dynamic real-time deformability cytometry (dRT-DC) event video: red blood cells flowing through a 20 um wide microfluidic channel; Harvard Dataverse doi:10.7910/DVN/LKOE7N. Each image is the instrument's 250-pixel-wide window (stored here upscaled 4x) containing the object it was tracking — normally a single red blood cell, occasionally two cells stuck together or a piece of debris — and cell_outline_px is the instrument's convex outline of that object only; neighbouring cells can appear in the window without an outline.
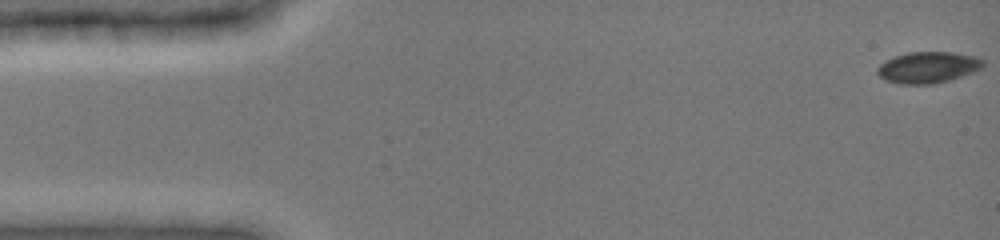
{"species": "common noctule bat (a hibernating species)", "species_latin": "Nyctalus noctula", "temperature_condition": "cold", "stored_images_in_passage": 6, "camera_frame_rate_fps": 3000, "um_per_image_px": 0.085, "animal": {"sex": "female", "body_mass_g": 19.0, "forearm_length_mm": 51.5}, "frame": {"image": 1, "passage_image": 1, "time_ms": 0.0, "image_size_px": [1000, 240], "cell_outline_px": [[984, 68], [948, 80], [932, 84], [900, 84], [884, 80], [876, 72], [876, 68], [880, 64], [896, 56], [908, 52], [952, 52], [976, 56], [984, 60]], "centroid_in_image_um": [78.88, 5.72], "position_along_channel_um": 6.1, "area_um2": 19.25}}
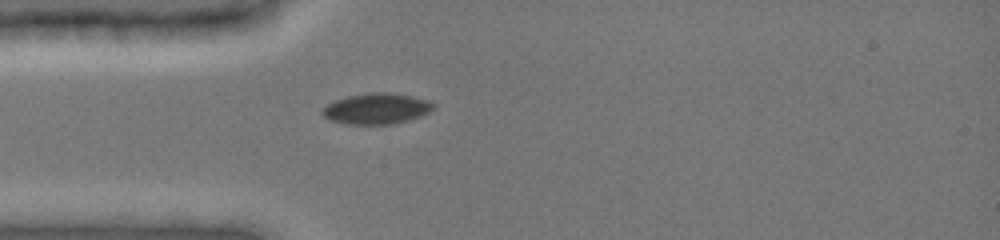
{"frame": {"image": 2, "passage_image": 6, "time_ms": 4.333, "image_size_px": [1000, 240], "cell_outline_px": [[436, 108], [428, 112], [408, 120], [392, 124], [344, 124], [332, 120], [324, 116], [320, 112], [328, 104], [336, 100], [348, 96], [372, 92], [392, 92], [412, 96], [428, 100], [436, 104]], "centroid_in_image_um": [32.04, 9.23], "position_along_channel_um": 53.0, "area_um2": 19.88}}